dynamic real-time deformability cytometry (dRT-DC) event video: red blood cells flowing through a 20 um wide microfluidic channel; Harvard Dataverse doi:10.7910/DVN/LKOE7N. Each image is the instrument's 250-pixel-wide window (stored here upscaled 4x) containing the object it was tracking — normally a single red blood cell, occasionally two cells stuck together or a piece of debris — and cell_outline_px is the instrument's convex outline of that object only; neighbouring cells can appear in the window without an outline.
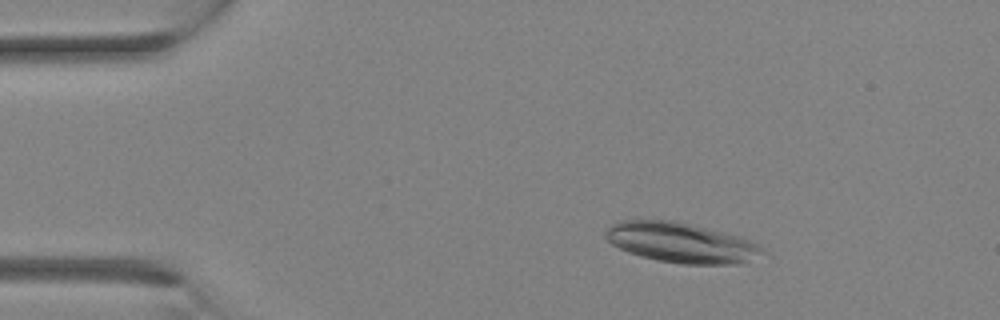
{"species": "Egyptian fruit bat (a non-hibernating species)", "species_latin": "Rousettus aegyptiacus", "temperature_condition": "room temperature", "stored_images_in_passage": 10, "camera_frame_rate_fps": 3000, "um_per_image_px": 0.085, "animal": {"sex": "female"}, "frame": {"image": 1, "passage_image": 5, "time_ms": 1.333, "image_size_px": [1000, 320], "cell_outline_px": [[764, 252], [740, 264], [680, 264], [656, 260], [640, 256], [628, 252], [612, 244], [604, 236], [604, 232], [612, 224], [620, 220], [680, 220], [740, 236], [752, 240], [764, 248]], "centroid_in_image_um": [57.9, 20.61], "position_along_channel_um": 27.1, "area_um2": 36.99}}